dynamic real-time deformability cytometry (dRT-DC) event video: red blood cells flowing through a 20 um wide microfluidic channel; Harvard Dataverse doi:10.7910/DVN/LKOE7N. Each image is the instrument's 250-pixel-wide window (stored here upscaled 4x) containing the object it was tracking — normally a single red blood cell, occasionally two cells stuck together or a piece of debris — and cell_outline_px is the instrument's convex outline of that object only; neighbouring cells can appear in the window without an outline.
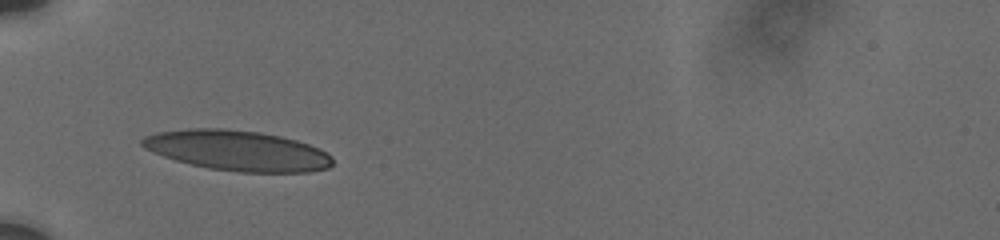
{"species": "human", "species_latin": "Homo sapiens", "temperature_condition": "cold", "stored_images_in_passage": 40, "camera_frame_rate_fps": 3000, "um_per_image_px": 0.085, "donor": {"sex": "male"}, "frame": {"image": 1, "passage_image": 1, "time_ms": 0.0, "image_size_px": [1000, 240], "cell_outline_px": [[332, 164], [328, 168], [312, 172], [240, 172], [208, 168], [176, 160], [152, 152], [144, 148], [140, 144], [140, 140], [144, 136], [156, 132], [188, 128], [228, 128], [260, 132], [280, 136], [296, 140], [320, 148], [328, 152], [332, 156]], "centroid_in_image_um": [20.18, 12.79], "position_along_channel_um": 64.8, "area_um2": 44.97}}
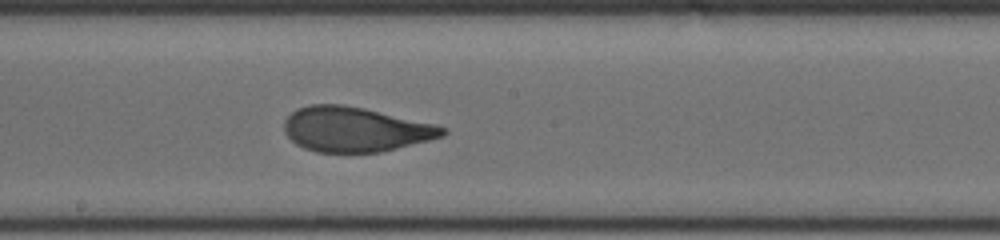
{"frame": {"image": 2, "passage_image": 17, "time_ms": 4.333, "image_size_px": [1000, 240], "cell_outline_px": [[448, 132], [444, 136], [380, 152], [316, 152], [304, 148], [296, 144], [284, 132], [284, 120], [296, 108], [312, 104], [340, 104], [364, 108], [436, 124], [448, 128]], "centroid_in_image_um": [30.19, 10.99], "position_along_channel_um": 218.0, "area_um2": 41.33}}
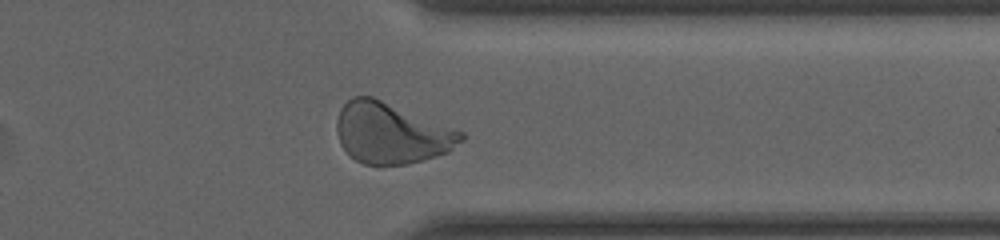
{"frame": {"image": 3, "passage_image": 35, "time_ms": 8.667, "image_size_px": [1000, 240], "cell_outline_px": [[464, 140], [448, 152], [424, 160], [408, 164], [364, 164], [356, 160], [340, 144], [336, 128], [336, 120], [340, 108], [352, 96], [372, 96], [464, 132]], "centroid_in_image_um": [33.26, 11.31], "position_along_channel_um": 378.1, "area_um2": 43.87}, "authors_computed_cell_mechanics": {"area_um2": 41.9339, "velocity_mm_per_s": 3.718, "shape_relaxation_time_tau1_ms": 4.1855, "shape_relaxation_time_tau2_ms": null, "deformation_change_tau1": 0.1719, "deformation_change_tau2": null}}